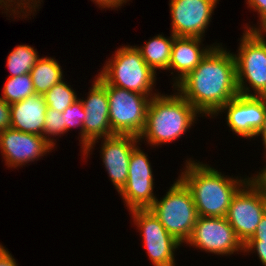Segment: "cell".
<instances>
[{
  "label": "cell",
  "instance_id": "cell-1",
  "mask_svg": "<svg viewBox=\"0 0 266 266\" xmlns=\"http://www.w3.org/2000/svg\"><path fill=\"white\" fill-rule=\"evenodd\" d=\"M173 89L202 116L214 118L225 104L240 94L233 53L222 44L215 45Z\"/></svg>",
  "mask_w": 266,
  "mask_h": 266
},
{
  "label": "cell",
  "instance_id": "cell-2",
  "mask_svg": "<svg viewBox=\"0 0 266 266\" xmlns=\"http://www.w3.org/2000/svg\"><path fill=\"white\" fill-rule=\"evenodd\" d=\"M191 159L184 162L178 177L190 189L198 216L226 217L234 195L250 177H230L209 164Z\"/></svg>",
  "mask_w": 266,
  "mask_h": 266
},
{
  "label": "cell",
  "instance_id": "cell-3",
  "mask_svg": "<svg viewBox=\"0 0 266 266\" xmlns=\"http://www.w3.org/2000/svg\"><path fill=\"white\" fill-rule=\"evenodd\" d=\"M174 92L172 95L159 93L151 98L140 142L145 139L151 147L171 143L186 134L198 117H203L184 97Z\"/></svg>",
  "mask_w": 266,
  "mask_h": 266
},
{
  "label": "cell",
  "instance_id": "cell-4",
  "mask_svg": "<svg viewBox=\"0 0 266 266\" xmlns=\"http://www.w3.org/2000/svg\"><path fill=\"white\" fill-rule=\"evenodd\" d=\"M111 58L106 60L103 69L97 74L105 84L148 97L159 94L153 91L157 74L147 65L136 45L121 46Z\"/></svg>",
  "mask_w": 266,
  "mask_h": 266
},
{
  "label": "cell",
  "instance_id": "cell-5",
  "mask_svg": "<svg viewBox=\"0 0 266 266\" xmlns=\"http://www.w3.org/2000/svg\"><path fill=\"white\" fill-rule=\"evenodd\" d=\"M149 209L170 235L179 243H186L198 213L190 189L179 177L160 200L155 199Z\"/></svg>",
  "mask_w": 266,
  "mask_h": 266
},
{
  "label": "cell",
  "instance_id": "cell-6",
  "mask_svg": "<svg viewBox=\"0 0 266 266\" xmlns=\"http://www.w3.org/2000/svg\"><path fill=\"white\" fill-rule=\"evenodd\" d=\"M264 33L266 34V31L244 30L237 54L233 53L236 61L237 85L241 95L266 96V35L264 36Z\"/></svg>",
  "mask_w": 266,
  "mask_h": 266
},
{
  "label": "cell",
  "instance_id": "cell-7",
  "mask_svg": "<svg viewBox=\"0 0 266 266\" xmlns=\"http://www.w3.org/2000/svg\"><path fill=\"white\" fill-rule=\"evenodd\" d=\"M109 100V123L114 134L139 137L146 124L152 97L106 84Z\"/></svg>",
  "mask_w": 266,
  "mask_h": 266
},
{
  "label": "cell",
  "instance_id": "cell-8",
  "mask_svg": "<svg viewBox=\"0 0 266 266\" xmlns=\"http://www.w3.org/2000/svg\"><path fill=\"white\" fill-rule=\"evenodd\" d=\"M265 212L266 196L249 179L234 195L225 218L237 237L245 244L255 233Z\"/></svg>",
  "mask_w": 266,
  "mask_h": 266
},
{
  "label": "cell",
  "instance_id": "cell-9",
  "mask_svg": "<svg viewBox=\"0 0 266 266\" xmlns=\"http://www.w3.org/2000/svg\"><path fill=\"white\" fill-rule=\"evenodd\" d=\"M129 212L134 225L140 231V235L143 238V245L152 265L175 266V251L182 244L168 233L149 208L133 209Z\"/></svg>",
  "mask_w": 266,
  "mask_h": 266
},
{
  "label": "cell",
  "instance_id": "cell-10",
  "mask_svg": "<svg viewBox=\"0 0 266 266\" xmlns=\"http://www.w3.org/2000/svg\"><path fill=\"white\" fill-rule=\"evenodd\" d=\"M185 244L221 256L244 253V244L225 217L198 216Z\"/></svg>",
  "mask_w": 266,
  "mask_h": 266
},
{
  "label": "cell",
  "instance_id": "cell-11",
  "mask_svg": "<svg viewBox=\"0 0 266 266\" xmlns=\"http://www.w3.org/2000/svg\"><path fill=\"white\" fill-rule=\"evenodd\" d=\"M86 98L80 100L86 115L83 122V155L88 157L98 140L115 134L109 123L106 84L98 76H95Z\"/></svg>",
  "mask_w": 266,
  "mask_h": 266
},
{
  "label": "cell",
  "instance_id": "cell-12",
  "mask_svg": "<svg viewBox=\"0 0 266 266\" xmlns=\"http://www.w3.org/2000/svg\"><path fill=\"white\" fill-rule=\"evenodd\" d=\"M148 155L139 145L132 151L125 186L118 192L127 209H147L157 198L154 177Z\"/></svg>",
  "mask_w": 266,
  "mask_h": 266
},
{
  "label": "cell",
  "instance_id": "cell-13",
  "mask_svg": "<svg viewBox=\"0 0 266 266\" xmlns=\"http://www.w3.org/2000/svg\"><path fill=\"white\" fill-rule=\"evenodd\" d=\"M220 0H170L171 33L176 37L205 36Z\"/></svg>",
  "mask_w": 266,
  "mask_h": 266
},
{
  "label": "cell",
  "instance_id": "cell-14",
  "mask_svg": "<svg viewBox=\"0 0 266 266\" xmlns=\"http://www.w3.org/2000/svg\"><path fill=\"white\" fill-rule=\"evenodd\" d=\"M53 147L43 136L8 128L0 132V152L9 168L23 167L49 154Z\"/></svg>",
  "mask_w": 266,
  "mask_h": 266
},
{
  "label": "cell",
  "instance_id": "cell-15",
  "mask_svg": "<svg viewBox=\"0 0 266 266\" xmlns=\"http://www.w3.org/2000/svg\"><path fill=\"white\" fill-rule=\"evenodd\" d=\"M225 111V112H224ZM226 114L227 126L237 136L254 138L265 119V96L238 94L216 114Z\"/></svg>",
  "mask_w": 266,
  "mask_h": 266
},
{
  "label": "cell",
  "instance_id": "cell-16",
  "mask_svg": "<svg viewBox=\"0 0 266 266\" xmlns=\"http://www.w3.org/2000/svg\"><path fill=\"white\" fill-rule=\"evenodd\" d=\"M100 155L112 185L119 192L126 184L132 151L140 144L139 137L115 134L101 140Z\"/></svg>",
  "mask_w": 266,
  "mask_h": 266
},
{
  "label": "cell",
  "instance_id": "cell-17",
  "mask_svg": "<svg viewBox=\"0 0 266 266\" xmlns=\"http://www.w3.org/2000/svg\"><path fill=\"white\" fill-rule=\"evenodd\" d=\"M204 41L198 37H175L173 40L171 60L168 70H172L171 74L175 77L174 87L179 81H181L187 74L193 71L201 62V60L207 55V53L219 43L204 46ZM202 45V47H201ZM206 47V48H205ZM174 70V72H173ZM177 70V71H176ZM178 72V73H176Z\"/></svg>",
  "mask_w": 266,
  "mask_h": 266
},
{
  "label": "cell",
  "instance_id": "cell-18",
  "mask_svg": "<svg viewBox=\"0 0 266 266\" xmlns=\"http://www.w3.org/2000/svg\"><path fill=\"white\" fill-rule=\"evenodd\" d=\"M47 105L43 95L34 94L11 104L10 128L43 136Z\"/></svg>",
  "mask_w": 266,
  "mask_h": 266
},
{
  "label": "cell",
  "instance_id": "cell-19",
  "mask_svg": "<svg viewBox=\"0 0 266 266\" xmlns=\"http://www.w3.org/2000/svg\"><path fill=\"white\" fill-rule=\"evenodd\" d=\"M175 37L172 33L169 38L158 34L144 45L136 46L141 52L142 58L155 73H157V69L168 70Z\"/></svg>",
  "mask_w": 266,
  "mask_h": 266
},
{
  "label": "cell",
  "instance_id": "cell-20",
  "mask_svg": "<svg viewBox=\"0 0 266 266\" xmlns=\"http://www.w3.org/2000/svg\"><path fill=\"white\" fill-rule=\"evenodd\" d=\"M30 74L35 93L39 95H44L55 84L65 79L61 65L53 57H40Z\"/></svg>",
  "mask_w": 266,
  "mask_h": 266
},
{
  "label": "cell",
  "instance_id": "cell-21",
  "mask_svg": "<svg viewBox=\"0 0 266 266\" xmlns=\"http://www.w3.org/2000/svg\"><path fill=\"white\" fill-rule=\"evenodd\" d=\"M38 51L29 45H17L7 56L10 76L16 77L31 72L39 59Z\"/></svg>",
  "mask_w": 266,
  "mask_h": 266
},
{
  "label": "cell",
  "instance_id": "cell-22",
  "mask_svg": "<svg viewBox=\"0 0 266 266\" xmlns=\"http://www.w3.org/2000/svg\"><path fill=\"white\" fill-rule=\"evenodd\" d=\"M4 84L1 97L10 105L36 94L30 73L8 77Z\"/></svg>",
  "mask_w": 266,
  "mask_h": 266
},
{
  "label": "cell",
  "instance_id": "cell-23",
  "mask_svg": "<svg viewBox=\"0 0 266 266\" xmlns=\"http://www.w3.org/2000/svg\"><path fill=\"white\" fill-rule=\"evenodd\" d=\"M72 88L71 85L65 83L64 79L55 84L43 95L47 107L55 109L60 113L64 112L67 107L79 99Z\"/></svg>",
  "mask_w": 266,
  "mask_h": 266
},
{
  "label": "cell",
  "instance_id": "cell-24",
  "mask_svg": "<svg viewBox=\"0 0 266 266\" xmlns=\"http://www.w3.org/2000/svg\"><path fill=\"white\" fill-rule=\"evenodd\" d=\"M41 2H43V0H0V9H4L5 12L2 11V13H6V15L11 12L13 13H11L8 17L13 15L14 18L19 17L21 19L22 17V19H25L29 18L28 16L30 14H35L34 12H36V9H39Z\"/></svg>",
  "mask_w": 266,
  "mask_h": 266
},
{
  "label": "cell",
  "instance_id": "cell-25",
  "mask_svg": "<svg viewBox=\"0 0 266 266\" xmlns=\"http://www.w3.org/2000/svg\"><path fill=\"white\" fill-rule=\"evenodd\" d=\"M62 117L64 119L65 132L68 133L69 129L80 127V144L83 152V122L86 117L85 111L80 99H77L67 107L64 112H62Z\"/></svg>",
  "mask_w": 266,
  "mask_h": 266
},
{
  "label": "cell",
  "instance_id": "cell-26",
  "mask_svg": "<svg viewBox=\"0 0 266 266\" xmlns=\"http://www.w3.org/2000/svg\"><path fill=\"white\" fill-rule=\"evenodd\" d=\"M65 133V125L62 113L56 111L55 109L47 107L45 125L43 128V137L54 147L56 145L55 143L57 139H54L53 137H56L58 135L60 137Z\"/></svg>",
  "mask_w": 266,
  "mask_h": 266
},
{
  "label": "cell",
  "instance_id": "cell-27",
  "mask_svg": "<svg viewBox=\"0 0 266 266\" xmlns=\"http://www.w3.org/2000/svg\"><path fill=\"white\" fill-rule=\"evenodd\" d=\"M247 6L253 11H257L259 17V26L244 25L246 31H266V0H246Z\"/></svg>",
  "mask_w": 266,
  "mask_h": 266
},
{
  "label": "cell",
  "instance_id": "cell-28",
  "mask_svg": "<svg viewBox=\"0 0 266 266\" xmlns=\"http://www.w3.org/2000/svg\"><path fill=\"white\" fill-rule=\"evenodd\" d=\"M257 253L259 261L266 266V241H247L244 244L245 253Z\"/></svg>",
  "mask_w": 266,
  "mask_h": 266
},
{
  "label": "cell",
  "instance_id": "cell-29",
  "mask_svg": "<svg viewBox=\"0 0 266 266\" xmlns=\"http://www.w3.org/2000/svg\"><path fill=\"white\" fill-rule=\"evenodd\" d=\"M11 126V109L10 104L0 96V132Z\"/></svg>",
  "mask_w": 266,
  "mask_h": 266
},
{
  "label": "cell",
  "instance_id": "cell-30",
  "mask_svg": "<svg viewBox=\"0 0 266 266\" xmlns=\"http://www.w3.org/2000/svg\"><path fill=\"white\" fill-rule=\"evenodd\" d=\"M248 241H266V212L261 217L260 223L257 225L255 233Z\"/></svg>",
  "mask_w": 266,
  "mask_h": 266
},
{
  "label": "cell",
  "instance_id": "cell-31",
  "mask_svg": "<svg viewBox=\"0 0 266 266\" xmlns=\"http://www.w3.org/2000/svg\"><path fill=\"white\" fill-rule=\"evenodd\" d=\"M0 266H18L12 254L0 244Z\"/></svg>",
  "mask_w": 266,
  "mask_h": 266
},
{
  "label": "cell",
  "instance_id": "cell-32",
  "mask_svg": "<svg viewBox=\"0 0 266 266\" xmlns=\"http://www.w3.org/2000/svg\"><path fill=\"white\" fill-rule=\"evenodd\" d=\"M95 4L99 6L101 9H117L119 6H123L125 3H127L129 0H92ZM123 4V5H122Z\"/></svg>",
  "mask_w": 266,
  "mask_h": 266
},
{
  "label": "cell",
  "instance_id": "cell-33",
  "mask_svg": "<svg viewBox=\"0 0 266 266\" xmlns=\"http://www.w3.org/2000/svg\"><path fill=\"white\" fill-rule=\"evenodd\" d=\"M264 156L266 157L265 153ZM260 170L261 171L257 175L255 174L253 177H250V179L263 191L266 196V166Z\"/></svg>",
  "mask_w": 266,
  "mask_h": 266
},
{
  "label": "cell",
  "instance_id": "cell-34",
  "mask_svg": "<svg viewBox=\"0 0 266 266\" xmlns=\"http://www.w3.org/2000/svg\"><path fill=\"white\" fill-rule=\"evenodd\" d=\"M258 136H261L262 138V143H263V146H264V150H265V154H266V96H265V119L263 121V125L262 127L260 128V130L257 132L255 138Z\"/></svg>",
  "mask_w": 266,
  "mask_h": 266
}]
</instances>
